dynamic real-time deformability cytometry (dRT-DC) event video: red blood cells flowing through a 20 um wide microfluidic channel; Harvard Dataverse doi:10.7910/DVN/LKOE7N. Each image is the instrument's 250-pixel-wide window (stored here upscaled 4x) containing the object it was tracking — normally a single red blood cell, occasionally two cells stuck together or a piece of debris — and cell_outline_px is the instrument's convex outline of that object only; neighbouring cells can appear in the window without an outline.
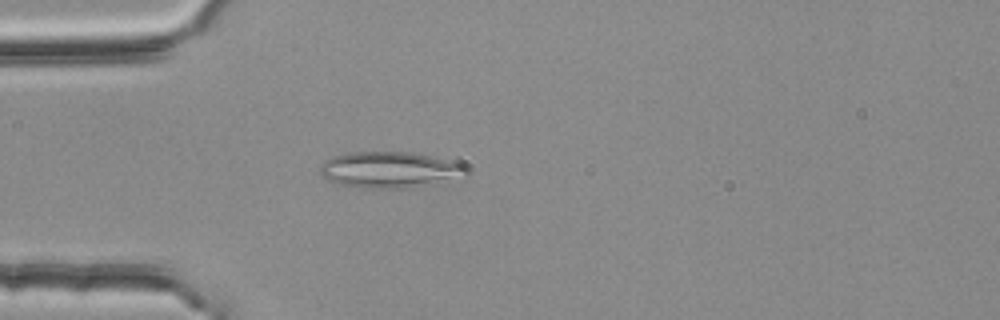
{"species": "common noctule bat (a hibernating species)", "species_latin": "Nyctalus noctula", "temperature_condition": "room temperature", "stored_images_in_passage": 40, "camera_frame_rate_fps": 3000, "um_per_image_px": 0.085, "animal": {"sex": "female", "body_mass_g": 25.1}, "frame": {"image": 1, "passage_image": 1, "time_ms": 0.0, "image_size_px": [1000, 320], "cell_outline_px": [[468, 176], [436, 184], [408, 188], [364, 188], [340, 184], [328, 180], [320, 172], [320, 164], [324, 160], [332, 156], [352, 152], [412, 152], [460, 164], [468, 168]], "centroid_in_image_um": [33.13, 14.44], "position_along_channel_um": 51.9, "area_um2": 30.87}}
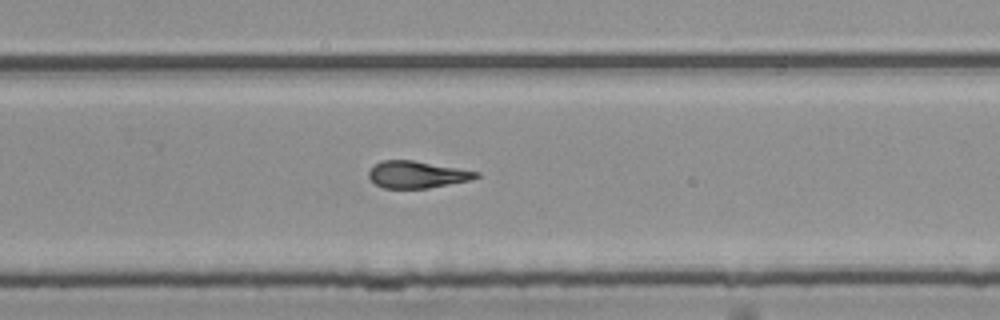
{"frame": {"image": 2, "passage_image": 21, "time_ms": 6.667, "image_size_px": [1000, 320], "cell_outline_px": [[480, 176], [472, 180], [428, 188], [384, 188], [376, 184], [368, 176], [368, 172], [376, 164], [384, 160], [412, 160], [480, 172]], "centroid_in_image_um": [35.47, 14.84], "position_along_channel_um": 294.3, "area_um2": 16.7}}
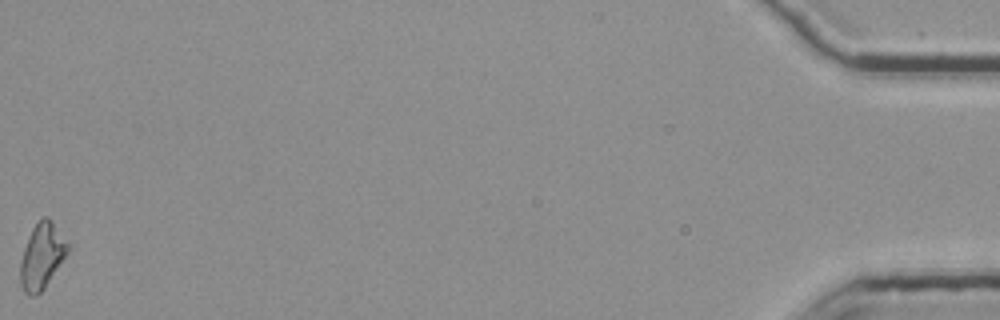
{"frame": {"image": 3, "passage_image": 40, "time_ms": 13.0, "image_size_px": [1000, 320], "cell_outline_px": [[68, 252], [44, 288], [36, 296], [28, 296], [24, 292], [20, 284], [20, 264], [24, 248], [32, 228], [44, 216], [48, 216], [52, 220], [68, 244]], "centroid_in_image_um": [3.54, 21.78], "position_along_channel_um": 431.7, "area_um2": 17.86}, "authors_computed_cell_mechanics": {"area_um2": 17.5712, "velocity_mm_per_s": 3.7839, "shape_relaxation_time_tau1_ms": null, "shape_relaxation_time_tau2_ms": 2.7134, "deformation_change_tau1": null, "deformation_change_tau2": 0.1043}}